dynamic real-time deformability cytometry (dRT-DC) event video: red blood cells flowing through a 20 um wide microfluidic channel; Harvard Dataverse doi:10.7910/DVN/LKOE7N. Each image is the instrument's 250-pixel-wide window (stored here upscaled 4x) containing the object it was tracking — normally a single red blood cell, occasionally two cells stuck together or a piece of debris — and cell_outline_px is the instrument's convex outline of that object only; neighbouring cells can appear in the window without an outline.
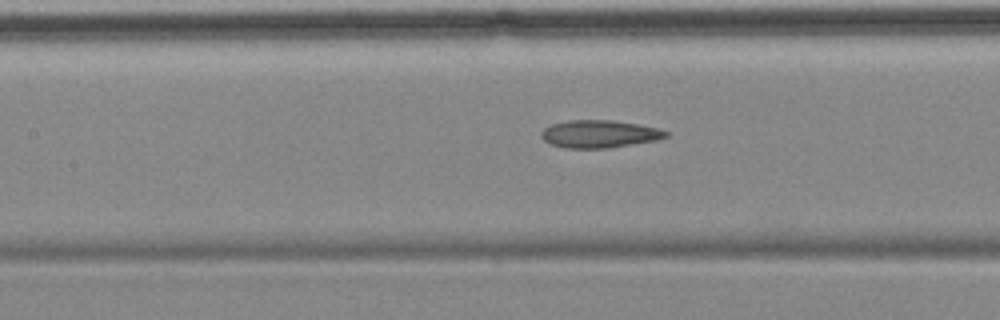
{"species": "common noctule bat (a hibernating species)", "species_latin": "Nyctalus noctula", "temperature_condition": "cold", "stored_images_in_passage": 10, "segment_of_instrument_passage": [2, 2], "camera_frame_rate_fps": 3000, "um_per_image_px": 0.085, "animal": {"sex": "female", "body_mass_g": 18.4}, "frame": {"image": 1, "passage_image": 10, "time_ms": 12.333, "image_size_px": [1000, 320], "cell_outline_px": [[668, 136], [656, 140], [608, 148], [564, 148], [552, 144], [544, 140], [540, 136], [540, 132], [544, 128], [552, 124], [568, 120], [612, 120], [636, 124], [656, 128], [668, 132]], "centroid_in_image_um": [50.9, 11.39], "position_along_channel_um": 156.5, "area_um2": 19.88}}